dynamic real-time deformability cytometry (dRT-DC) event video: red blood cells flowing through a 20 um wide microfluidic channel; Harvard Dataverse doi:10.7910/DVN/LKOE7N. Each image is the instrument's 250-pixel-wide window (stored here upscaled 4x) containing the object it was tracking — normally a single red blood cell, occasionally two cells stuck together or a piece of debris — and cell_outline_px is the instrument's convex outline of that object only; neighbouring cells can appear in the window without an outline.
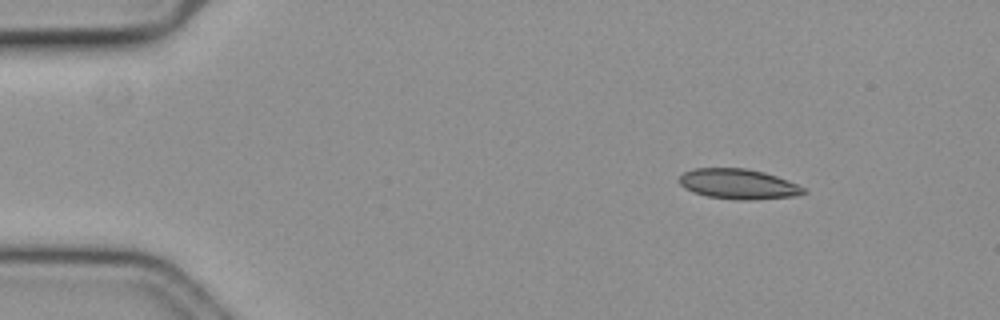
{"species": "common noctule bat (a hibernating species)", "species_latin": "Nyctalus noctula", "temperature_condition": "cold", "stored_images_in_passage": 17, "camera_frame_rate_fps": 3000, "um_per_image_px": 0.085, "animal": {"sex": "female", "body_mass_g": 19.3, "forearm_length_mm": 54.1}, "frame": {"image": 1, "passage_image": 7, "time_ms": 2.0, "image_size_px": [1000, 320], "cell_outline_px": [[808, 192], [796, 196], [748, 200], [740, 200], [708, 196], [684, 188], [680, 184], [680, 176], [684, 172], [696, 168], [748, 168], [764, 172], [788, 180], [804, 188]], "centroid_in_image_um": [62.78, 15.63], "position_along_channel_um": 22.2, "area_um2": 21.68}}
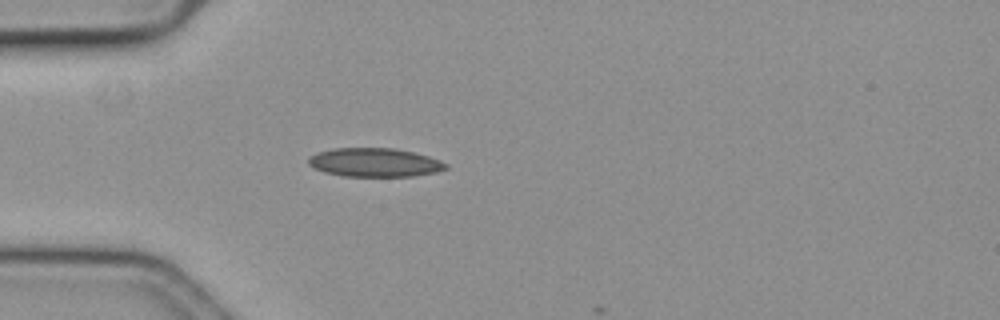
{"frame": {"image": 2, "passage_image": 16, "time_ms": 5.0, "image_size_px": [1000, 320], "cell_outline_px": [[448, 168], [436, 172], [412, 176], [344, 176], [324, 172], [312, 168], [308, 164], [308, 160], [316, 152], [332, 148], [396, 148], [428, 156], [440, 160], [448, 164]], "centroid_in_image_um": [31.83, 13.8], "position_along_channel_um": 53.2, "area_um2": 23.06}}